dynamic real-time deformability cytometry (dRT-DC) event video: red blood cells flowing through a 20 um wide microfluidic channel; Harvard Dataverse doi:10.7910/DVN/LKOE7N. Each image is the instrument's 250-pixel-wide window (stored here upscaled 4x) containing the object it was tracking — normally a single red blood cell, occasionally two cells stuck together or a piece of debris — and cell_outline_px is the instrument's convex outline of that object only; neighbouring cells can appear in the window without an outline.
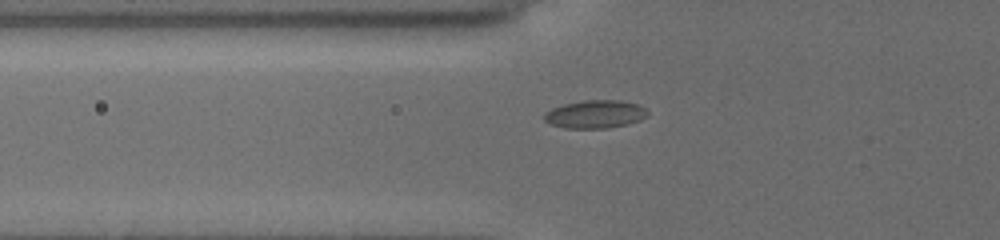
{"species": "common noctule bat (a hibernating species)", "species_latin": "Nyctalus noctula", "temperature_condition": "cold", "stored_images_in_passage": 28, "camera_frame_rate_fps": 3000, "um_per_image_px": 0.085, "animal": {"sex": "female", "body_mass_g": 19.5, "forearm_length_mm": 54.1}, "frame": {"image": 1, "passage_image": 2, "time_ms": 0.333, "image_size_px": [1000, 240], "cell_outline_px": [[648, 112], [640, 120], [624, 124], [604, 128], [564, 128], [552, 124], [544, 120], [544, 116], [552, 108], [564, 104], [584, 100], [620, 100], [636, 104], [644, 108]], "centroid_in_image_um": [50.56, 9.7], "position_along_channel_um": 75.2, "area_um2": 16.47}}
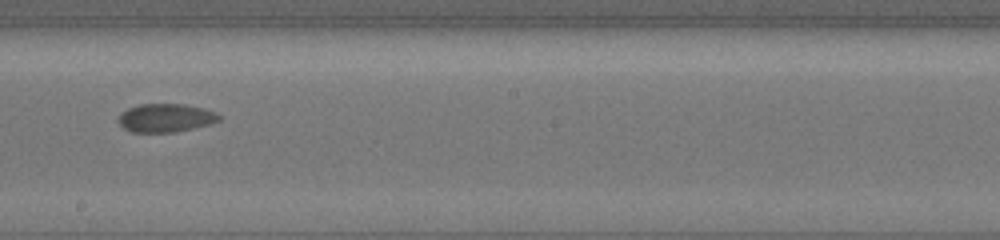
{"frame": {"image": 2, "passage_image": 17, "time_ms": 4.667, "image_size_px": [1000, 240], "cell_outline_px": [[220, 120], [208, 124], [172, 132], [132, 132], [124, 128], [116, 120], [128, 108], [140, 104], [180, 104], [200, 108], [212, 112], [220, 116]], "centroid_in_image_um": [14.02, 10.02], "position_along_channel_um": 234.2, "area_um2": 16.13}}
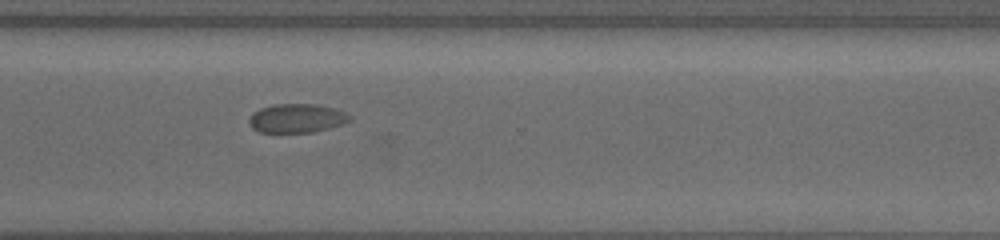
{"frame": {"image": 3, "passage_image": 27, "time_ms": 7.667, "image_size_px": [1000, 240], "cell_outline_px": [[348, 120], [340, 124], [328, 128], [312, 132], [260, 132], [252, 128], [248, 120], [260, 108], [272, 104], [316, 104], [332, 108], [344, 112], [348, 116]], "centroid_in_image_um": [25.17, 10.05], "position_along_channel_um": 345.4, "area_um2": 16.47}}